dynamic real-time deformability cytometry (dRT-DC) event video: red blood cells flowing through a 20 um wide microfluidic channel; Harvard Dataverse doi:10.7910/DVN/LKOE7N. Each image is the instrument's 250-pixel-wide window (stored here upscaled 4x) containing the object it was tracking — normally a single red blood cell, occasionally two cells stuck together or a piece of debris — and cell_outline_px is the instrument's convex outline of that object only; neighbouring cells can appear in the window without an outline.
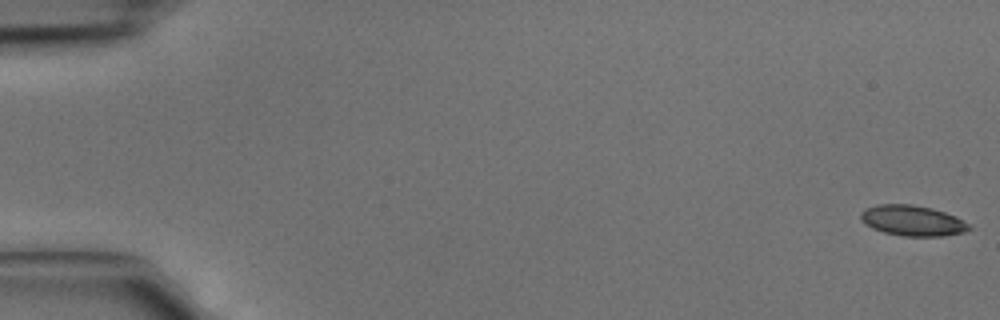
{"species": "common noctule bat (a hibernating species)", "species_latin": "Nyctalus noctula", "temperature_condition": "cold", "stored_images_in_passage": 5, "camera_frame_rate_fps": 3000, "um_per_image_px": 0.085, "animal": {"sex": "male", "body_mass_g": 15.6}, "frame": {"image": 1, "passage_image": 1, "time_ms": 0.0, "image_size_px": [1000, 320], "cell_outline_px": [[972, 228], [964, 232], [940, 236], [904, 236], [884, 232], [872, 228], [864, 224], [860, 220], [860, 212], [864, 208], [876, 204], [912, 204], [932, 208], [956, 216], [968, 224]], "centroid_in_image_um": [77.51, 18.74], "position_along_channel_um": 7.5, "area_um2": 19.36}}
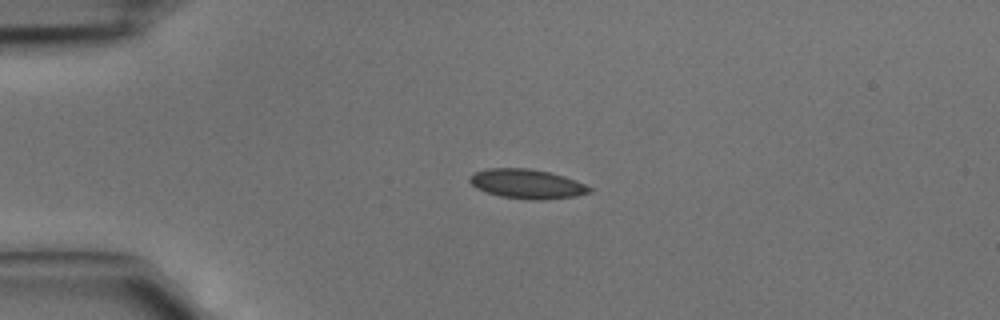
{"frame": {"image": 2, "passage_image": 4, "time_ms": 1.0, "image_size_px": [1000, 320], "cell_outline_px": [[592, 192], [576, 196], [544, 200], [532, 200], [500, 196], [476, 188], [468, 180], [468, 176], [472, 172], [488, 168], [528, 168], [548, 172], [564, 176], [576, 180], [592, 188]], "centroid_in_image_um": [44.78, 15.63], "position_along_channel_um": 40.2, "area_um2": 20.63}}